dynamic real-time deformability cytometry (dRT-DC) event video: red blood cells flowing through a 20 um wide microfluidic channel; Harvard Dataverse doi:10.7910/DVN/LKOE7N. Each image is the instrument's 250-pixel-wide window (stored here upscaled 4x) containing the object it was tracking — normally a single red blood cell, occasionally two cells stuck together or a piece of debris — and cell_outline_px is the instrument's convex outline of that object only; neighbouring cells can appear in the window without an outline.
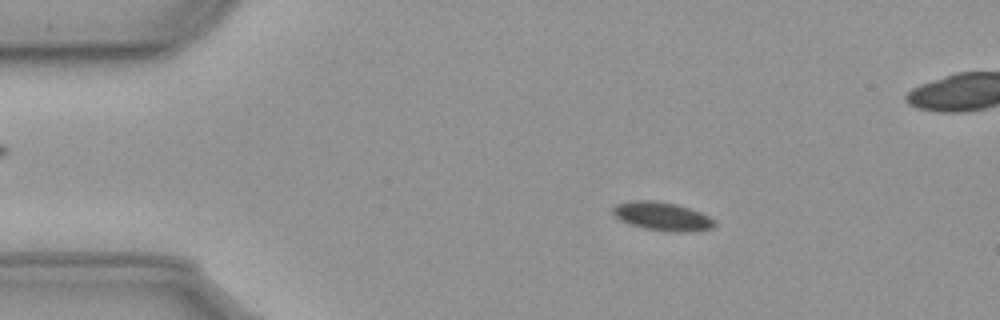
{"species": "common noctule bat (a hibernating species)", "species_latin": "Nyctalus noctula", "temperature_condition": "cold", "stored_images_in_passage": 58, "camera_frame_rate_fps": 3000, "um_per_image_px": 0.085, "animal": {"sex": "male", "body_mass_g": 23.1, "forearm_length_mm": 52.7}, "frame": {"image": 1, "passage_image": 10, "time_ms": 3.0, "image_size_px": [1000, 320], "cell_outline_px": [[716, 224], [712, 228], [688, 232], [672, 232], [644, 228], [628, 224], [620, 220], [612, 212], [612, 208], [616, 204], [632, 200], [652, 200], [676, 204], [700, 212], [716, 220]], "centroid_in_image_um": [56.28, 18.39], "position_along_channel_um": 28.7, "area_um2": 16.94}}
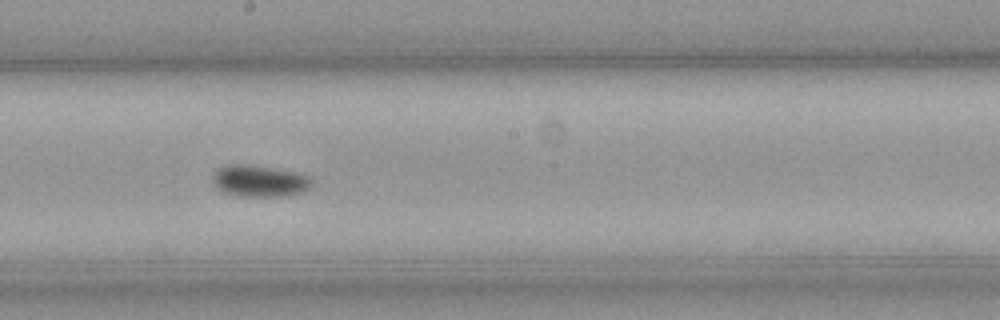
{"frame": {"image": 2, "passage_image": 31, "time_ms": 10.0, "image_size_px": [1000, 320], "cell_outline_px": [[312, 188], [304, 192], [288, 196], [236, 196], [224, 192], [216, 188], [212, 180], [212, 176], [220, 168], [228, 164], [244, 164], [296, 172], [308, 176], [312, 180]], "centroid_in_image_um": [22.08, 15.4], "position_along_channel_um": 226.1, "area_um2": 18.32}}
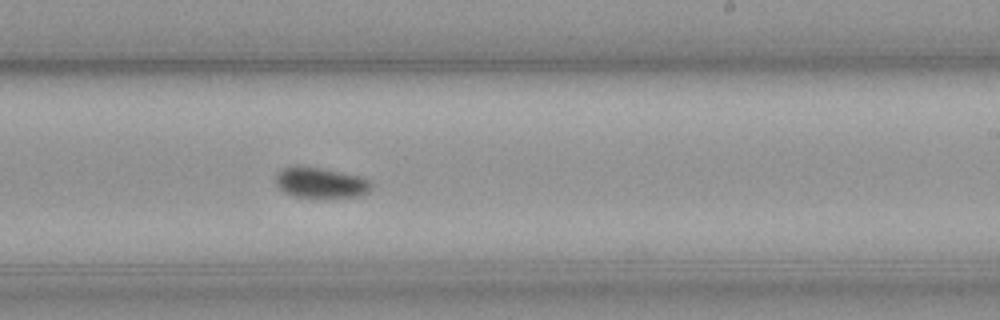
{"frame": {"image": 3, "passage_image": 34, "time_ms": 11.0, "image_size_px": [1000, 320], "cell_outline_px": [[372, 188], [368, 192], [360, 196], [324, 200], [320, 200], [292, 196], [284, 192], [276, 184], [276, 172], [284, 168], [296, 164], [320, 168], [360, 176], [368, 180], [372, 184]], "centroid_in_image_um": [27.24, 15.57], "position_along_channel_um": 261.8, "area_um2": 17.86}}